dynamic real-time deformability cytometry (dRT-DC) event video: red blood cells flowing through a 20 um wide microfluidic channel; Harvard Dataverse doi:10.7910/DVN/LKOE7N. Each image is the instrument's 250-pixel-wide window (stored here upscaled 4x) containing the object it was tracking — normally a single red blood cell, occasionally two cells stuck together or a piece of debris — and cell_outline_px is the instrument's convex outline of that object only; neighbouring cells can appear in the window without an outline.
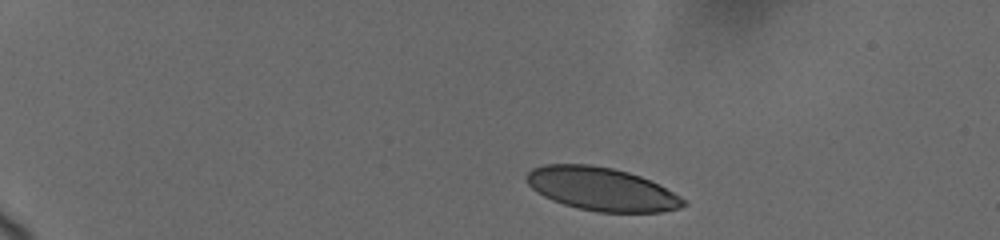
{"species": "human", "species_latin": "Homo sapiens", "temperature_condition": "cold", "stored_images_in_passage": 60, "camera_frame_rate_fps": 3000, "um_per_image_px": 0.085, "donor": {"sex": "female"}, "frame": {"image": 1, "passage_image": 1, "time_ms": 0.0, "image_size_px": [1000, 240], "cell_outline_px": [[688, 204], [680, 208], [660, 212], [596, 212], [564, 204], [552, 200], [544, 196], [532, 188], [528, 184], [528, 172], [532, 168], [544, 164], [592, 164], [612, 168], [628, 172], [640, 176], [680, 196]], "centroid_in_image_um": [51.13, 16.07], "position_along_channel_um": 33.9, "area_um2": 39.13}}
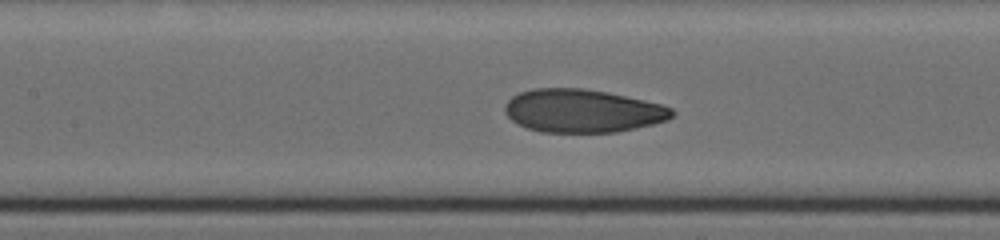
{"frame": {"image": 2, "passage_image": 24, "time_ms": 6.0, "image_size_px": [1000, 240], "cell_outline_px": [[676, 112], [668, 120], [652, 124], [616, 132], [540, 132], [516, 124], [504, 112], [504, 104], [512, 96], [520, 92], [532, 88], [584, 88], [608, 92], [644, 100], [660, 104], [672, 108]], "centroid_in_image_um": [49.49, 9.42], "position_along_channel_um": 157.9, "area_um2": 42.19}}
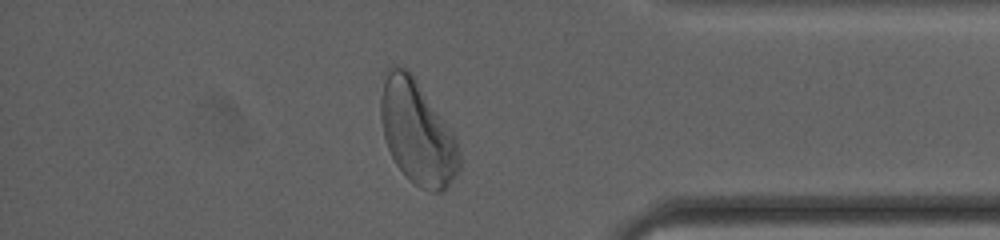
{"frame": {"image": 3, "passage_image": 52, "time_ms": 13.0, "image_size_px": [1000, 240], "cell_outline_px": [[460, 168], [444, 192], [432, 192], [420, 188], [408, 180], [396, 164], [388, 148], [384, 136], [380, 120], [380, 96], [384, 80], [388, 68], [392, 64], [396, 64], [408, 68], [452, 132], [456, 140], [460, 152]], "centroid_in_image_um": [35.45, 11.27], "position_along_channel_um": 399.8, "area_um2": 47.51}, "authors_computed_cell_mechanics": {"area_um2": 42.4541, "velocity_mm_per_s": 3.6595, "shape_relaxation_time_tau1_ms": 3.6178, "shape_relaxation_time_tau2_ms": 1.0421, "deformation_change_tau1": 0.1445, "deformation_change_tau2": 0.0628}}